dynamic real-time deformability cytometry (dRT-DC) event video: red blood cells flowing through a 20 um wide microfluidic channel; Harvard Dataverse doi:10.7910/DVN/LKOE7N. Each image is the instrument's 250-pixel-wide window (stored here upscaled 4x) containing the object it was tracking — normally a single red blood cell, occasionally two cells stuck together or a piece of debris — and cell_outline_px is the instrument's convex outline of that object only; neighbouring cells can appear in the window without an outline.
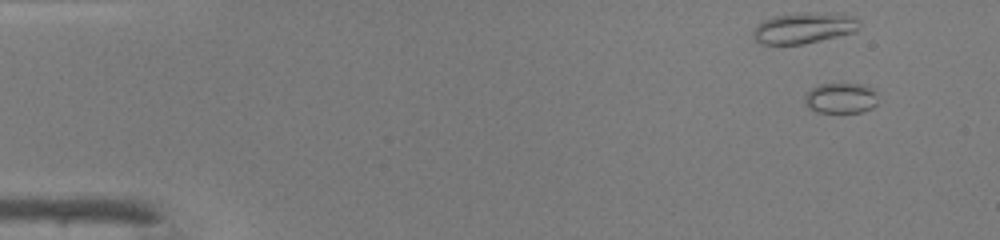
{"species": "common noctule bat (a hibernating species)", "species_latin": "Nyctalus noctula", "temperature_condition": "warm", "stored_images_in_passage": 22, "camera_frame_rate_fps": 3000, "um_per_image_px": 0.085, "animal": {"sex": "male", "body_mass_g": 19.0, "forearm_length_mm": 50.8}, "frame": {"image": 1, "passage_image": 4, "time_ms": 1.0, "image_size_px": [1000, 240], "cell_outline_px": [[876, 104], [872, 108], [860, 112], [816, 112], [804, 100], [804, 96], [812, 88], [820, 84], [864, 84], [872, 88], [876, 92]], "centroid_in_image_um": [71.5, 8.33], "position_along_channel_um": 13.5, "area_um2": 12.83}}